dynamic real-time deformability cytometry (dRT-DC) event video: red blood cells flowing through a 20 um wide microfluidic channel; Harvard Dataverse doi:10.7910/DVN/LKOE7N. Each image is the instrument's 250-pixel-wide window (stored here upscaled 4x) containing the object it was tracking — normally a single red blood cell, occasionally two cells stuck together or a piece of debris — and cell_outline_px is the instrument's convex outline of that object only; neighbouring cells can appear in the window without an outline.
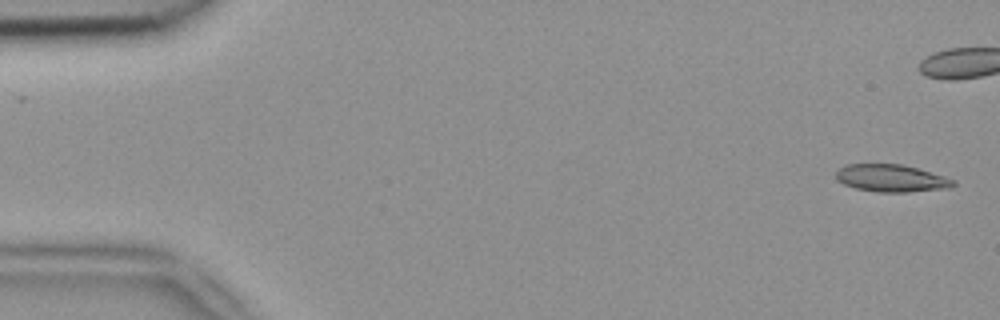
{"species": "common noctule bat (a hibernating species)", "species_latin": "Nyctalus noctula", "temperature_condition": "room temperature", "stored_images_in_passage": 52, "camera_frame_rate_fps": 3000, "um_per_image_px": 0.085, "animal": {"sex": "female", "body_mass_g": 18.4}, "frame": {"image": 1, "passage_image": 1, "time_ms": 0.0, "image_size_px": [1000, 320], "cell_outline_px": [[956, 184], [952, 188], [908, 192], [876, 192], [856, 188], [844, 184], [836, 180], [836, 172], [844, 164], [904, 164], [944, 176], [956, 180]], "centroid_in_image_um": [75.79, 15.15], "position_along_channel_um": 9.2, "area_um2": 18.9}}
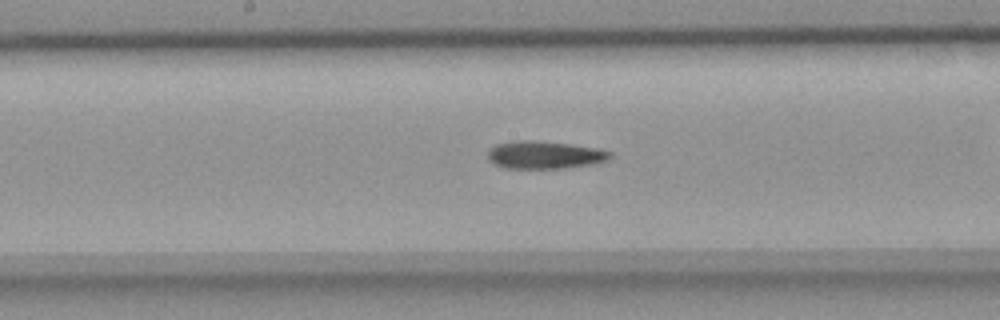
{"frame": {"image": 2, "passage_image": 26, "time_ms": 8.333, "image_size_px": [1000, 320], "cell_outline_px": [[612, 156], [608, 160], [596, 164], [564, 168], [504, 168], [488, 160], [488, 152], [496, 144], [520, 140], [532, 140], [568, 144], [596, 148], [612, 152]], "centroid_in_image_um": [46.32, 13.18], "position_along_channel_um": 201.9, "area_um2": 19.65}}
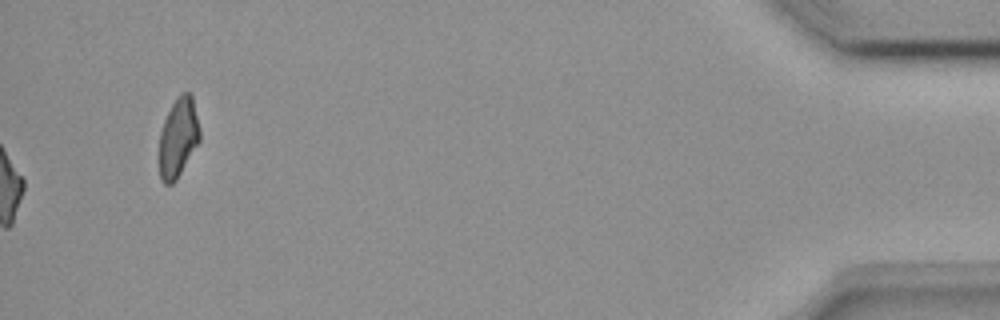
{"frame": {"image": 3, "passage_image": 52, "time_ms": 17.0, "image_size_px": [1000, 320], "cell_outline_px": [[200, 140], [176, 180], [172, 184], [164, 184], [160, 180], [160, 132], [164, 120], [172, 104], [180, 92], [188, 92], [192, 96], [200, 128]], "centroid_in_image_um": [15.15, 11.69], "position_along_channel_um": 420.0, "area_um2": 18.61}}